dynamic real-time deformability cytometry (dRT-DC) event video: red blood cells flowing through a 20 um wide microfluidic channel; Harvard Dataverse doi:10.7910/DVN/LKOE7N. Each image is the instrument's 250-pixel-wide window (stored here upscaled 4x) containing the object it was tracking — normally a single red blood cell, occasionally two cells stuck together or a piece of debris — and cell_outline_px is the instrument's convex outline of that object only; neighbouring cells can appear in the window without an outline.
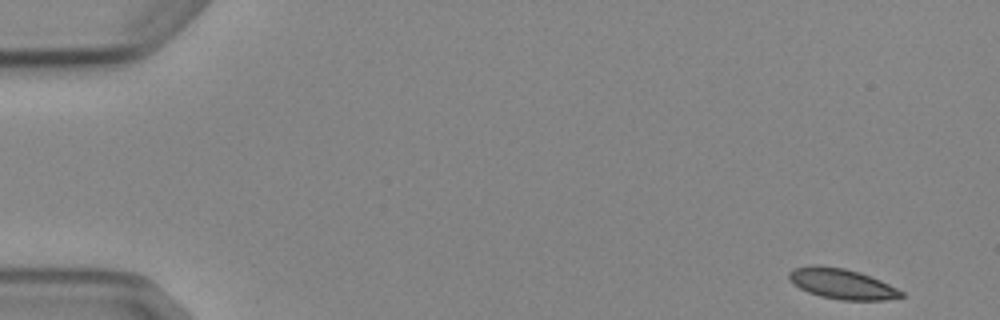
{"species": "Egyptian fruit bat (a non-hibernating species)", "species_latin": "Rousettus aegyptiacus", "temperature_condition": "cold", "stored_images_in_passage": 4, "camera_frame_rate_fps": 3000, "um_per_image_px": 0.085, "animal": {"sex": "female"}, "frame": {"image": 1, "passage_image": 1, "time_ms": 0.0, "image_size_px": [1000, 320], "cell_outline_px": [[904, 296], [884, 300], [840, 300], [820, 296], [808, 292], [792, 284], [788, 280], [788, 272], [796, 268], [812, 264], [816, 264], [844, 268], [860, 272], [880, 280], [904, 292]], "centroid_in_image_um": [71.52, 24.11], "position_along_channel_um": 13.5, "area_um2": 19.94}}